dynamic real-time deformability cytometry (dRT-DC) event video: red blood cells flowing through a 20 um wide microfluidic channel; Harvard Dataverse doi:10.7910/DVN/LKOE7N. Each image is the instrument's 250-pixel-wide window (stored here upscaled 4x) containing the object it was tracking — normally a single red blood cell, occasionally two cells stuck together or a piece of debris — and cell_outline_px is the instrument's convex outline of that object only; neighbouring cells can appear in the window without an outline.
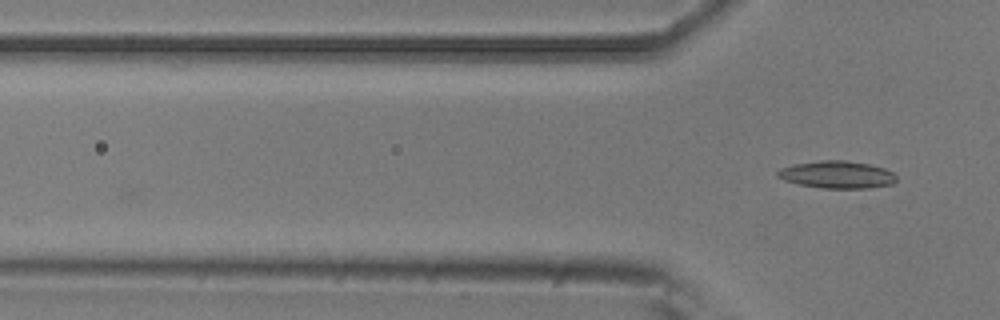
{"species": "common noctule bat (a hibernating species)", "species_latin": "Nyctalus noctula", "temperature_condition": "room temperature", "stored_images_in_passage": 4, "camera_frame_rate_fps": 3000, "um_per_image_px": 0.085, "animal": {"sex": "male", "body_mass_g": 20.5, "forearm_length_mm": 52.5}, "frame": {"image": 1, "passage_image": 4, "time_ms": 1.0, "image_size_px": [1000, 320], "cell_outline_px": [[896, 180], [892, 184], [868, 188], [824, 188], [800, 184], [784, 180], [776, 176], [776, 172], [780, 168], [792, 164], [820, 160], [844, 160], [868, 164], [884, 168], [892, 172], [896, 176]], "centroid_in_image_um": [71.12, 14.83], "position_along_channel_um": 54.7, "area_um2": 18.9}}